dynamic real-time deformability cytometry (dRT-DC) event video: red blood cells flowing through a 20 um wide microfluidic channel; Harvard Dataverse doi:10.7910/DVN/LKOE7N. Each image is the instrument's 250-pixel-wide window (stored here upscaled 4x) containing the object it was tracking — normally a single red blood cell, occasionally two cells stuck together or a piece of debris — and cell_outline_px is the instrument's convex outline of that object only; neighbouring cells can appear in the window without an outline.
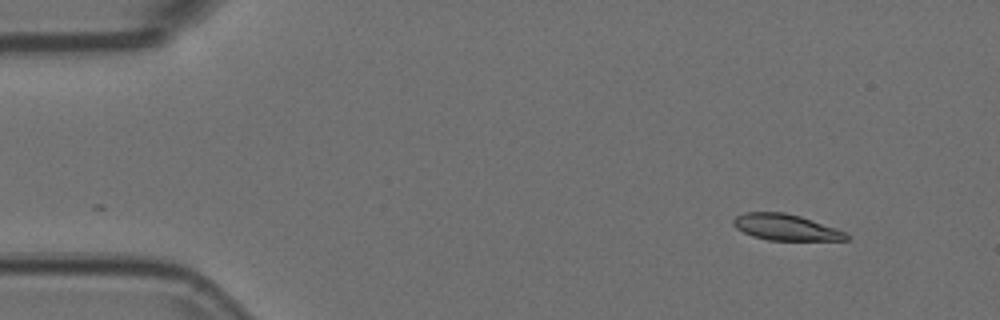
{"species": "Egyptian fruit bat (a non-hibernating species)", "species_latin": "Rousettus aegyptiacus", "temperature_condition": "room temperature", "stored_images_in_passage": 49, "camera_frame_rate_fps": 3000, "um_per_image_px": 0.085, "animal": {"sex": "female"}, "frame": {"image": 1, "passage_image": 1, "time_ms": 0.0, "image_size_px": [1000, 320], "cell_outline_px": [[848, 240], [768, 240], [752, 236], [736, 228], [732, 224], [732, 220], [736, 216], [744, 212], [784, 212], [800, 216], [836, 228], [844, 232], [848, 236]], "centroid_in_image_um": [66.75, 19.31], "position_along_channel_um": 18.3, "area_um2": 17.11}}
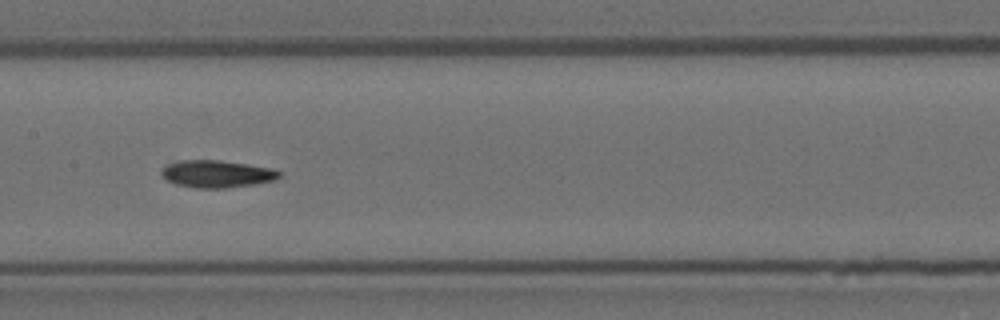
{"frame": {"image": 2, "passage_image": 22, "time_ms": 7.0, "image_size_px": [1000, 320], "cell_outline_px": [[284, 172], [276, 180], [256, 184], [228, 188], [196, 188], [176, 184], [168, 180], [160, 172], [160, 168], [168, 164], [180, 160], [216, 160], [248, 164], [272, 168]], "centroid_in_image_um": [18.47, 14.78], "position_along_channel_um": 188.9, "area_um2": 18.9}}
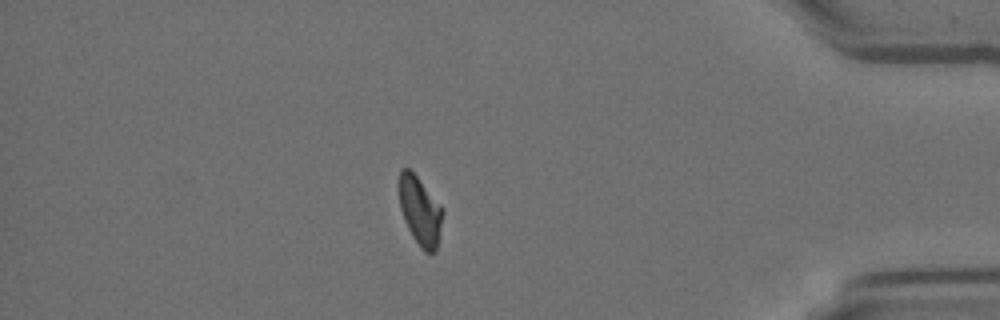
{"frame": {"image": 3, "passage_image": 42, "time_ms": 13.667, "image_size_px": [1000, 320], "cell_outline_px": [[444, 212], [436, 248], [432, 252], [424, 252], [420, 248], [412, 236], [404, 220], [400, 208], [396, 184], [400, 168], [408, 168], [416, 176], [444, 208]], "centroid_in_image_um": [35.66, 17.87], "position_along_channel_um": 399.5, "area_um2": 17.74}, "authors_computed_cell_mechanics": {"area_um2": 18.207, "velocity_mm_per_s": 3.7584, "shape_relaxation_time_tau1_ms": 5.7653, "shape_relaxation_time_tau2_ms": null, "deformation_change_tau1": 0.1753, "deformation_change_tau2": null}}